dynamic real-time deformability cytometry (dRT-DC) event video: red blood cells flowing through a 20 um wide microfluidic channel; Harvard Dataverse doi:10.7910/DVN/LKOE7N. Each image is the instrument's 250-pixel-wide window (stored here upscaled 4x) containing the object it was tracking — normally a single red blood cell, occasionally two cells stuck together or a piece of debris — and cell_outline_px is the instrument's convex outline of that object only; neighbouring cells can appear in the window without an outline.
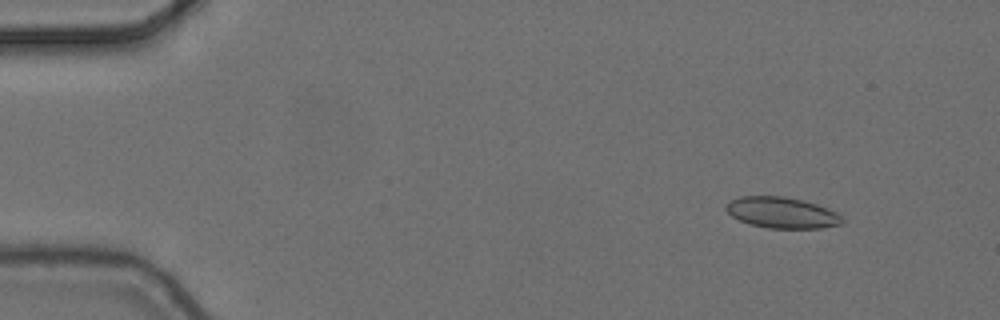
{"species": "common noctule bat (a hibernating species)", "species_latin": "Nyctalus noctula", "temperature_condition": "cold", "stored_images_in_passage": 4, "camera_frame_rate_fps": 3000, "um_per_image_px": 0.085, "animal": {"sex": "female", "body_mass_g": 24.6, "forearm_length_mm": 56.2}, "frame": {"image": 1, "passage_image": 1, "time_ms": 0.0, "image_size_px": [1000, 320], "cell_outline_px": [[844, 220], [840, 224], [820, 228], [768, 228], [748, 224], [732, 216], [724, 208], [724, 204], [728, 200], [740, 196], [784, 196], [804, 200], [816, 204], [836, 212]], "centroid_in_image_um": [66.4, 18.06], "position_along_channel_um": 18.6, "area_um2": 21.1}}